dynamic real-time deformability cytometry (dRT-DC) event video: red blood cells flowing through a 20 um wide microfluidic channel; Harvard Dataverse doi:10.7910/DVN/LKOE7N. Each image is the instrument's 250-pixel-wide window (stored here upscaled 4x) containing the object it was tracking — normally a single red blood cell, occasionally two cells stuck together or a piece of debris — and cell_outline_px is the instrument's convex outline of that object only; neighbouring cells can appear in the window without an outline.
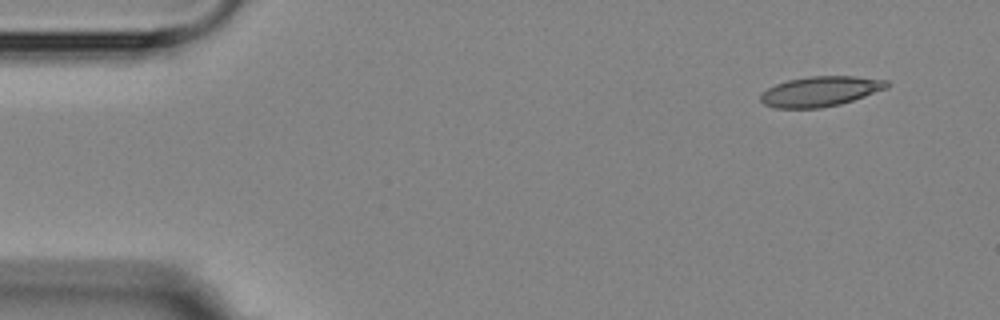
{"species": "Egyptian fruit bat (a non-hibernating species)", "species_latin": "Rousettus aegyptiacus", "temperature_condition": "room temperature", "stored_images_in_passage": 4, "camera_frame_rate_fps": 3000, "um_per_image_px": 0.085, "animal": {"sex": "female"}, "frame": {"image": 1, "passage_image": 1, "time_ms": 0.0, "image_size_px": [1000, 320], "cell_outline_px": [[892, 84], [888, 88], [840, 104], [820, 108], [776, 108], [764, 104], [760, 100], [760, 96], [768, 88], [776, 84], [788, 80], [808, 76], [856, 76], [888, 80]], "centroid_in_image_um": [69.77, 7.76], "position_along_channel_um": 15.2, "area_um2": 22.14}}
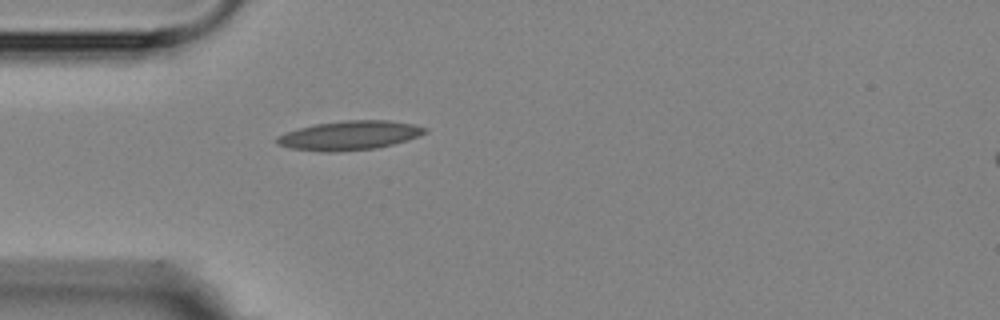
{"frame": {"image": 2, "passage_image": 4, "time_ms": 3.667, "image_size_px": [1000, 320], "cell_outline_px": [[428, 132], [420, 136], [408, 140], [376, 148], [332, 152], [320, 152], [288, 148], [276, 144], [276, 136], [284, 132], [312, 124], [344, 120], [388, 120], [412, 124], [428, 128]], "centroid_in_image_um": [29.66, 11.51], "position_along_channel_um": 55.3, "area_um2": 25.49}}